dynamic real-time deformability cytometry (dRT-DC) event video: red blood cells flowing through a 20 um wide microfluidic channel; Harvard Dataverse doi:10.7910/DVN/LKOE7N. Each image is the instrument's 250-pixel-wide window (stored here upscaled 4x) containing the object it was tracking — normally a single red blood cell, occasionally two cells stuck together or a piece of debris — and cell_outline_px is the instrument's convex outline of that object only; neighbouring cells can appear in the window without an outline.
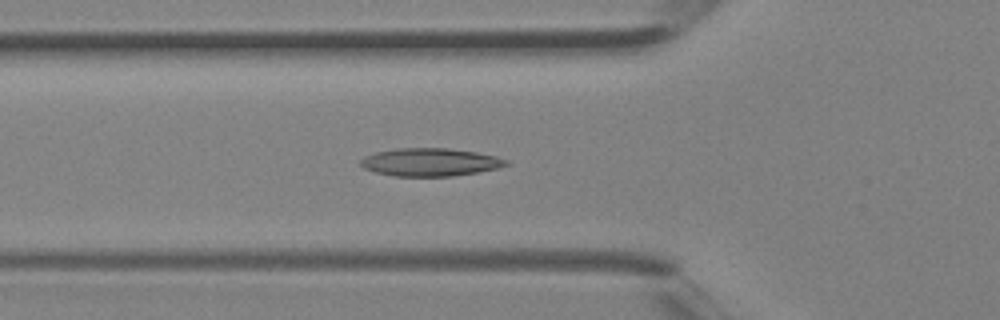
{"species": "Egyptian fruit bat (a non-hibernating species)", "species_latin": "Rousettus aegyptiacus", "temperature_condition": "room temperature", "stored_images_in_passage": 40, "camera_frame_rate_fps": 3000, "um_per_image_px": 0.085, "animal": {"sex": "female"}, "frame": {"image": 1, "passage_image": 14, "time_ms": 4.333, "image_size_px": [1000, 320], "cell_outline_px": [[512, 164], [496, 168], [476, 172], [452, 176], [392, 176], [376, 172], [364, 168], [360, 164], [360, 160], [364, 156], [376, 152], [396, 148], [448, 148], [476, 152], [496, 156], [508, 160]], "centroid_in_image_um": [36.56, 13.78], "position_along_channel_um": 89.2, "area_um2": 23.7}}
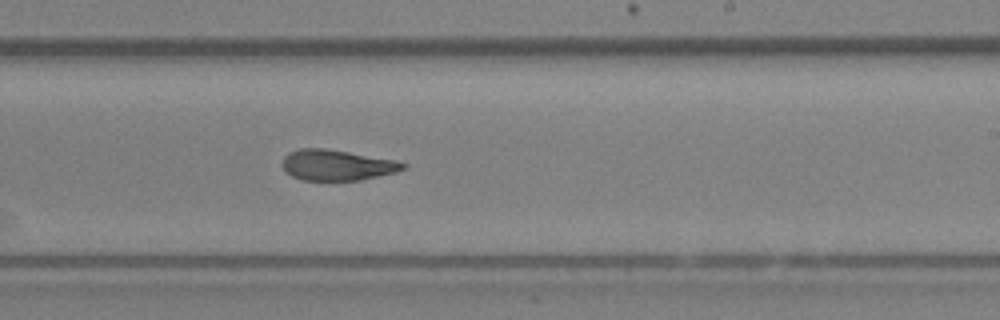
{"frame": {"image": 2, "passage_image": 24, "time_ms": 7.667, "image_size_px": [1000, 320], "cell_outline_px": [[408, 168], [396, 172], [360, 180], [304, 180], [292, 176], [280, 164], [284, 156], [288, 152], [300, 148], [324, 148], [396, 160], [408, 164]], "centroid_in_image_um": [28.65, 14.02], "position_along_channel_um": 260.4, "area_um2": 21.62}}
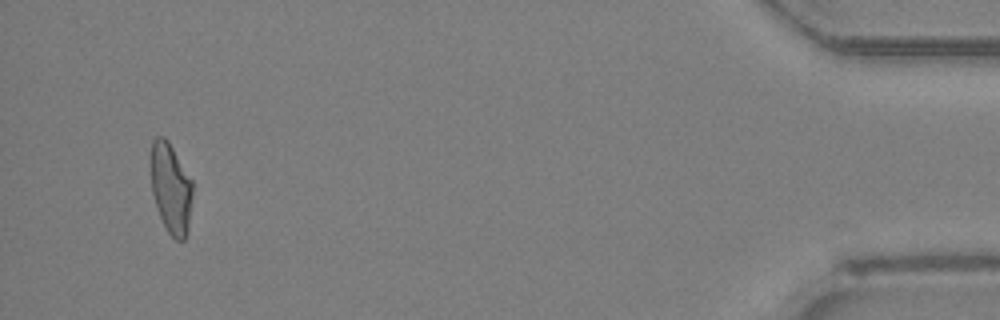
{"frame": {"image": 3, "passage_image": 38, "time_ms": 12.333, "image_size_px": [1000, 320], "cell_outline_px": [[192, 196], [188, 232], [184, 240], [176, 240], [168, 232], [156, 208], [152, 192], [152, 140], [156, 136], [164, 136], [168, 140], [192, 180]], "centroid_in_image_um": [14.54, 16.01], "position_along_channel_um": 420.7, "area_um2": 21.79}}